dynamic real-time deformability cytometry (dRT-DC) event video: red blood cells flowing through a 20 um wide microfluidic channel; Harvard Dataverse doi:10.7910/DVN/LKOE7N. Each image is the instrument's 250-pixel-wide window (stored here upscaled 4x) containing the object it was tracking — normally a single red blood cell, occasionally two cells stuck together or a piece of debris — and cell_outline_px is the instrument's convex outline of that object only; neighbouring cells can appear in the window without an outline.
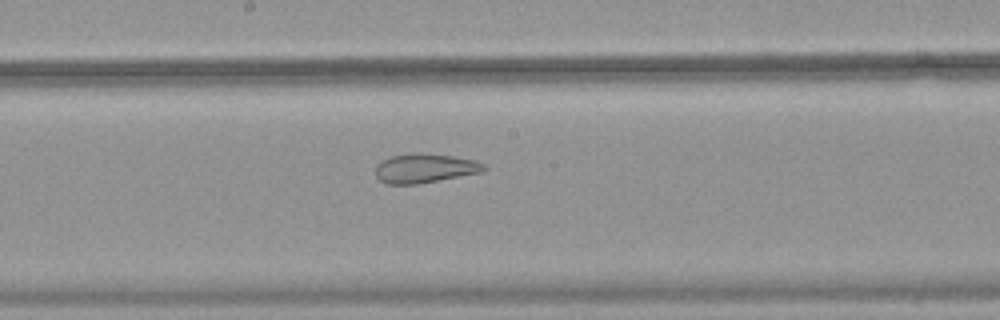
{"species": "common noctule bat (a hibernating species)", "species_latin": "Nyctalus noctula", "temperature_condition": "warm", "stored_images_in_passage": 52, "camera_frame_rate_fps": 3000, "um_per_image_px": 0.085, "animal": {"sex": "female", "body_mass_g": 18.4}, "frame": {"image": 1, "passage_image": 29, "time_ms": 9.333, "image_size_px": [1000, 320], "cell_outline_px": [[488, 168], [484, 172], [416, 184], [388, 184], [380, 180], [376, 176], [376, 164], [388, 156], [416, 152], [452, 156], [476, 160], [484, 164]], "centroid_in_image_um": [36.11, 14.29], "position_along_channel_um": 212.1, "area_um2": 18.61}}
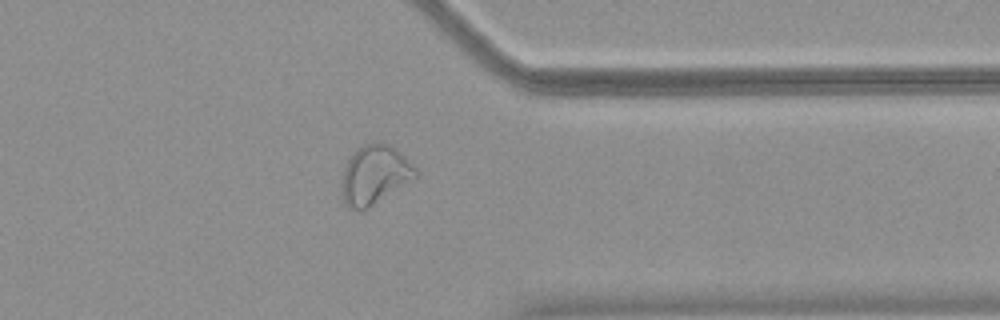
{"frame": {"image": 2, "passage_image": 42, "time_ms": 13.667, "image_size_px": [1000, 320], "cell_outline_px": [[420, 172], [416, 176], [368, 208], [348, 208], [344, 204], [340, 188], [340, 180], [344, 168], [352, 152], [356, 148], [364, 144], [384, 140], [400, 152]], "centroid_in_image_um": [31.8, 14.81], "position_along_channel_um": 379.6, "area_um2": 25.43}}
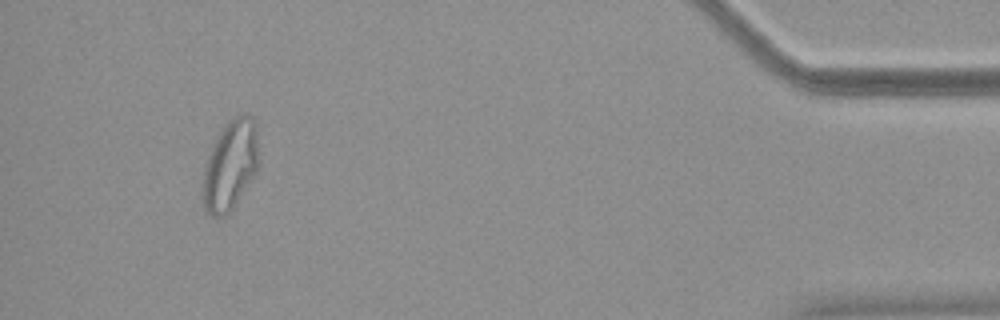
{"frame": {"image": 3, "passage_image": 49, "time_ms": 16.0, "image_size_px": [1000, 320], "cell_outline_px": [[260, 160], [256, 172], [232, 208], [224, 216], [212, 216], [204, 208], [200, 196], [200, 192], [204, 168], [208, 156], [216, 136], [224, 124], [228, 120], [240, 112], [244, 112], [252, 116], [256, 124]], "centroid_in_image_um": [19.57, 13.99], "position_along_channel_um": 415.6, "area_um2": 30.0}}